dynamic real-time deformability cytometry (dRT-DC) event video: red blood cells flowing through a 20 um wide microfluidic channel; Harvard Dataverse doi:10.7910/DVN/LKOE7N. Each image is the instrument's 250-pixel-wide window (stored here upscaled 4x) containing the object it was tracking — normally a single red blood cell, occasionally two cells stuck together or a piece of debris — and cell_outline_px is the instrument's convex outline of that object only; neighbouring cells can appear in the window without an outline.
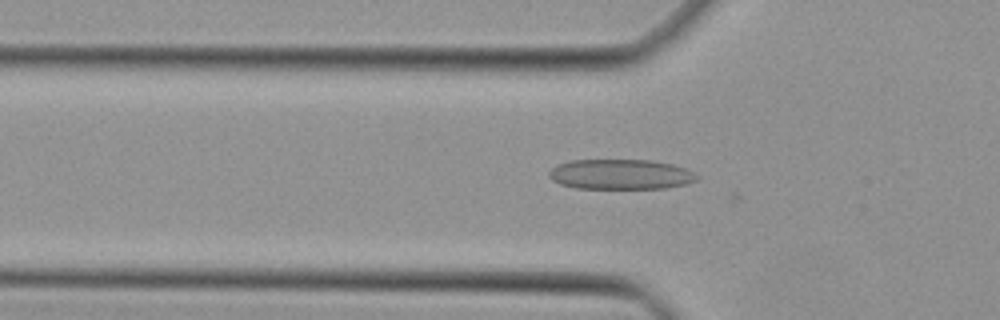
{"species": "Egyptian fruit bat (a non-hibernating species)", "species_latin": "Rousettus aegyptiacus", "temperature_condition": "cold", "stored_images_in_passage": 33, "camera_frame_rate_fps": 3000, "um_per_image_px": 0.085, "animal": {"sex": "female"}, "frame": {"image": 1, "passage_image": 12, "time_ms": 3.667, "image_size_px": [1000, 320], "cell_outline_px": [[700, 176], [696, 180], [688, 184], [664, 188], [576, 188], [560, 184], [552, 180], [548, 176], [548, 172], [556, 164], [572, 160], [652, 160], [672, 164], [696, 172]], "centroid_in_image_um": [52.76, 14.81], "position_along_channel_um": 73.0, "area_um2": 26.13}}
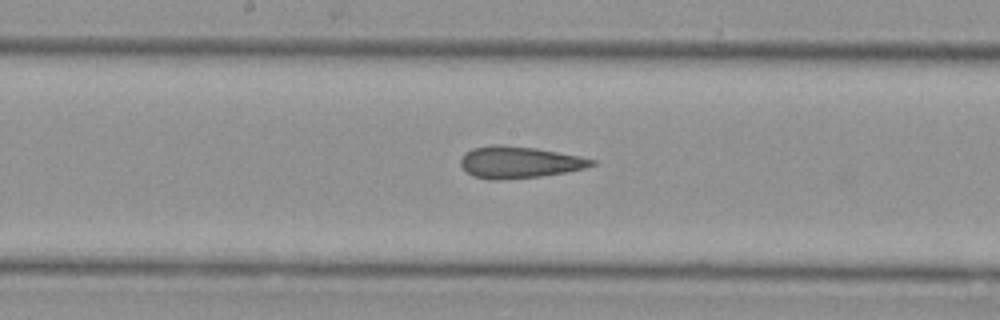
{"frame": {"image": 2, "passage_image": 21, "time_ms": 6.667, "image_size_px": [1000, 320], "cell_outline_px": [[596, 164], [584, 168], [564, 172], [540, 176], [500, 180], [488, 180], [472, 176], [460, 164], [460, 160], [464, 152], [472, 148], [492, 144], [500, 144], [536, 148], [580, 156], [596, 160]], "centroid_in_image_um": [44.09, 13.78], "position_along_channel_um": 204.1, "area_um2": 24.33}}
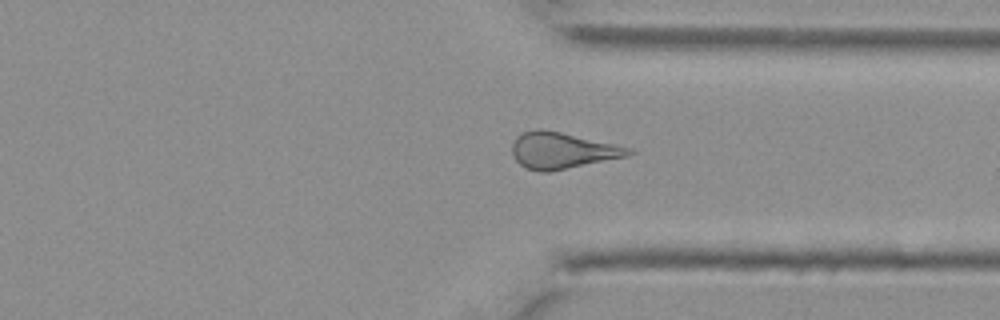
{"frame": {"image": 3, "passage_image": 32, "time_ms": 10.333, "image_size_px": [1000, 320], "cell_outline_px": [[636, 152], [628, 156], [548, 172], [540, 172], [528, 168], [520, 164], [512, 156], [512, 144], [516, 136], [524, 132], [560, 132], [632, 148]], "centroid_in_image_um": [47.82, 12.83], "position_along_channel_um": 363.6, "area_um2": 23.93}}